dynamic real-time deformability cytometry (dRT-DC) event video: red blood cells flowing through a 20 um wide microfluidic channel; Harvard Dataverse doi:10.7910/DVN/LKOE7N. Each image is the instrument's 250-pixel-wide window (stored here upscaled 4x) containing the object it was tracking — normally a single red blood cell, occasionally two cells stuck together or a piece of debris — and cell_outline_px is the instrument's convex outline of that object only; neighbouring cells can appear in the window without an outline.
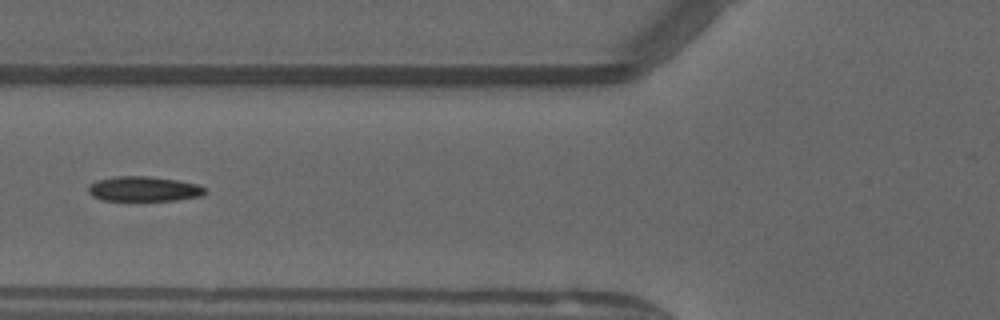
{"species": "common noctule bat (a hibernating species)", "species_latin": "Nyctalus noctula", "temperature_condition": "warm", "stored_images_in_passage": 35, "camera_frame_rate_fps": 3000, "um_per_image_px": 0.085, "animal": {"sex": "male", "forearm_length_mm": 52.5}, "frame": {"image": 1, "passage_image": 4, "time_ms": 1.0, "image_size_px": [1000, 320], "cell_outline_px": [[208, 192], [204, 196], [176, 200], [104, 200], [92, 196], [88, 192], [88, 184], [96, 180], [116, 176], [148, 176], [176, 180], [196, 184], [208, 188]], "centroid_in_image_um": [12.25, 16.05], "position_along_channel_um": 113.5, "area_um2": 17.11}}
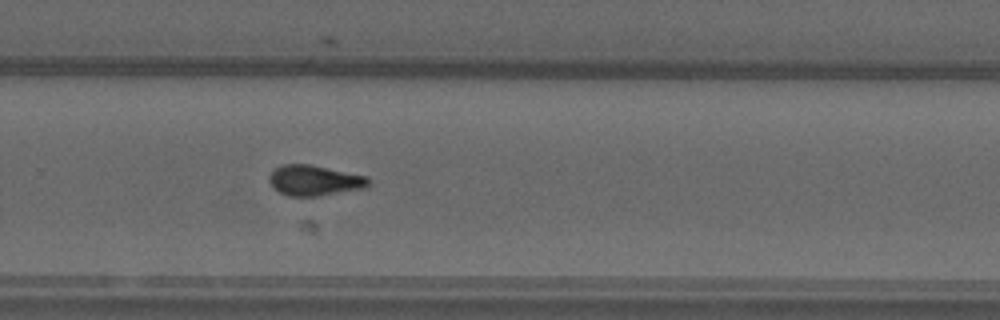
{"frame": {"image": 2, "passage_image": 18, "time_ms": 5.667, "image_size_px": [1000, 320], "cell_outline_px": [[372, 180], [368, 188], [320, 196], [288, 196], [272, 188], [268, 180], [268, 176], [280, 164], [308, 164], [368, 176]], "centroid_in_image_um": [26.76, 15.35], "position_along_channel_um": 303.0, "area_um2": 17.98}}
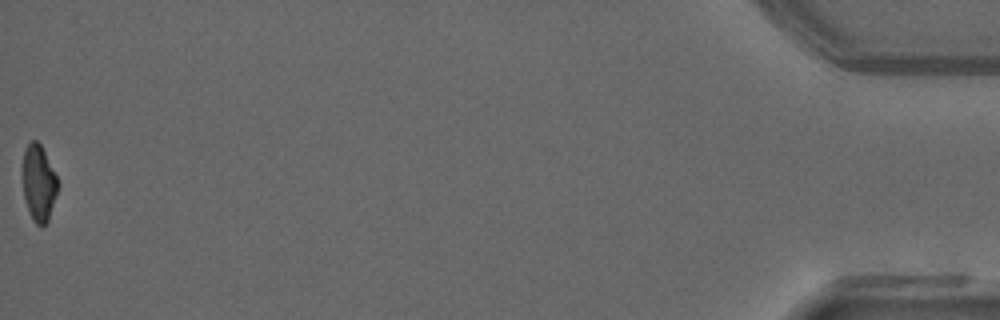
{"frame": {"image": 3, "passage_image": 35, "time_ms": 11.333, "image_size_px": [1000, 320], "cell_outline_px": [[60, 184], [48, 220], [44, 224], [36, 224], [32, 220], [24, 196], [24, 148], [32, 140], [36, 140], [40, 144], [60, 180]], "centroid_in_image_um": [3.34, 15.54], "position_along_channel_um": 431.9, "area_um2": 15.43}}